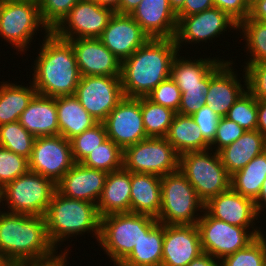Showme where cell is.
<instances>
[{"label": "cell", "instance_id": "obj_55", "mask_svg": "<svg viewBox=\"0 0 266 266\" xmlns=\"http://www.w3.org/2000/svg\"><path fill=\"white\" fill-rule=\"evenodd\" d=\"M142 0H120L119 14H131Z\"/></svg>", "mask_w": 266, "mask_h": 266}, {"label": "cell", "instance_id": "obj_40", "mask_svg": "<svg viewBox=\"0 0 266 266\" xmlns=\"http://www.w3.org/2000/svg\"><path fill=\"white\" fill-rule=\"evenodd\" d=\"M226 118L245 131L257 130V99L246 90L229 109Z\"/></svg>", "mask_w": 266, "mask_h": 266}, {"label": "cell", "instance_id": "obj_32", "mask_svg": "<svg viewBox=\"0 0 266 266\" xmlns=\"http://www.w3.org/2000/svg\"><path fill=\"white\" fill-rule=\"evenodd\" d=\"M163 238L164 224L158 222L119 266H161Z\"/></svg>", "mask_w": 266, "mask_h": 266}, {"label": "cell", "instance_id": "obj_13", "mask_svg": "<svg viewBox=\"0 0 266 266\" xmlns=\"http://www.w3.org/2000/svg\"><path fill=\"white\" fill-rule=\"evenodd\" d=\"M75 164L70 140L61 135L36 137L28 159L29 170L55 184Z\"/></svg>", "mask_w": 266, "mask_h": 266}, {"label": "cell", "instance_id": "obj_16", "mask_svg": "<svg viewBox=\"0 0 266 266\" xmlns=\"http://www.w3.org/2000/svg\"><path fill=\"white\" fill-rule=\"evenodd\" d=\"M103 123L108 139L122 150L148 138L143 125L141 97H123Z\"/></svg>", "mask_w": 266, "mask_h": 266}, {"label": "cell", "instance_id": "obj_17", "mask_svg": "<svg viewBox=\"0 0 266 266\" xmlns=\"http://www.w3.org/2000/svg\"><path fill=\"white\" fill-rule=\"evenodd\" d=\"M233 63V60L223 59L210 72V83L209 91L206 94V104L221 118L226 117L229 109L247 90V78L244 69V74H242L243 78H241L238 76L237 71H234ZM240 79L243 80L242 83H245L241 84Z\"/></svg>", "mask_w": 266, "mask_h": 266}, {"label": "cell", "instance_id": "obj_46", "mask_svg": "<svg viewBox=\"0 0 266 266\" xmlns=\"http://www.w3.org/2000/svg\"><path fill=\"white\" fill-rule=\"evenodd\" d=\"M194 122L200 128L204 139L211 144L216 136L218 116L208 105H203L198 111L191 115Z\"/></svg>", "mask_w": 266, "mask_h": 266}, {"label": "cell", "instance_id": "obj_52", "mask_svg": "<svg viewBox=\"0 0 266 266\" xmlns=\"http://www.w3.org/2000/svg\"><path fill=\"white\" fill-rule=\"evenodd\" d=\"M257 130L266 139V100H257Z\"/></svg>", "mask_w": 266, "mask_h": 266}, {"label": "cell", "instance_id": "obj_39", "mask_svg": "<svg viewBox=\"0 0 266 266\" xmlns=\"http://www.w3.org/2000/svg\"><path fill=\"white\" fill-rule=\"evenodd\" d=\"M107 139L108 136L103 122H98L92 128L70 139L75 163H80Z\"/></svg>", "mask_w": 266, "mask_h": 266}, {"label": "cell", "instance_id": "obj_56", "mask_svg": "<svg viewBox=\"0 0 266 266\" xmlns=\"http://www.w3.org/2000/svg\"><path fill=\"white\" fill-rule=\"evenodd\" d=\"M88 2L96 3L102 7L111 9L114 13L119 14L120 0H87Z\"/></svg>", "mask_w": 266, "mask_h": 266}, {"label": "cell", "instance_id": "obj_7", "mask_svg": "<svg viewBox=\"0 0 266 266\" xmlns=\"http://www.w3.org/2000/svg\"><path fill=\"white\" fill-rule=\"evenodd\" d=\"M55 191L51 179L28 170L0 190V208L7 206L6 212L45 216Z\"/></svg>", "mask_w": 266, "mask_h": 266}, {"label": "cell", "instance_id": "obj_21", "mask_svg": "<svg viewBox=\"0 0 266 266\" xmlns=\"http://www.w3.org/2000/svg\"><path fill=\"white\" fill-rule=\"evenodd\" d=\"M204 210L213 218L231 225L251 228L260 231L255 221L258 220L254 201L234 191L231 187L211 197L205 204ZM254 225L256 227H254Z\"/></svg>", "mask_w": 266, "mask_h": 266}, {"label": "cell", "instance_id": "obj_28", "mask_svg": "<svg viewBox=\"0 0 266 266\" xmlns=\"http://www.w3.org/2000/svg\"><path fill=\"white\" fill-rule=\"evenodd\" d=\"M265 150V137L258 130H253L246 131L238 140L218 153L223 166L231 176Z\"/></svg>", "mask_w": 266, "mask_h": 266}, {"label": "cell", "instance_id": "obj_19", "mask_svg": "<svg viewBox=\"0 0 266 266\" xmlns=\"http://www.w3.org/2000/svg\"><path fill=\"white\" fill-rule=\"evenodd\" d=\"M202 253L204 252L196 224H164L161 266H187Z\"/></svg>", "mask_w": 266, "mask_h": 266}, {"label": "cell", "instance_id": "obj_54", "mask_svg": "<svg viewBox=\"0 0 266 266\" xmlns=\"http://www.w3.org/2000/svg\"><path fill=\"white\" fill-rule=\"evenodd\" d=\"M254 205H255L257 217L261 218L259 215L262 214V212H264V210L266 209V179L262 183L261 190H260V193L258 194V197L254 200Z\"/></svg>", "mask_w": 266, "mask_h": 266}, {"label": "cell", "instance_id": "obj_6", "mask_svg": "<svg viewBox=\"0 0 266 266\" xmlns=\"http://www.w3.org/2000/svg\"><path fill=\"white\" fill-rule=\"evenodd\" d=\"M204 204L179 170L161 177V209L157 218L160 224H197Z\"/></svg>", "mask_w": 266, "mask_h": 266}, {"label": "cell", "instance_id": "obj_36", "mask_svg": "<svg viewBox=\"0 0 266 266\" xmlns=\"http://www.w3.org/2000/svg\"><path fill=\"white\" fill-rule=\"evenodd\" d=\"M35 136L29 133L19 121L0 126V147L29 159Z\"/></svg>", "mask_w": 266, "mask_h": 266}, {"label": "cell", "instance_id": "obj_50", "mask_svg": "<svg viewBox=\"0 0 266 266\" xmlns=\"http://www.w3.org/2000/svg\"><path fill=\"white\" fill-rule=\"evenodd\" d=\"M214 7L212 0H185L183 8L176 14L179 21L182 17L200 13Z\"/></svg>", "mask_w": 266, "mask_h": 266}, {"label": "cell", "instance_id": "obj_34", "mask_svg": "<svg viewBox=\"0 0 266 266\" xmlns=\"http://www.w3.org/2000/svg\"><path fill=\"white\" fill-rule=\"evenodd\" d=\"M238 31L250 56L245 63L266 62V23L247 17L238 24Z\"/></svg>", "mask_w": 266, "mask_h": 266}, {"label": "cell", "instance_id": "obj_43", "mask_svg": "<svg viewBox=\"0 0 266 266\" xmlns=\"http://www.w3.org/2000/svg\"><path fill=\"white\" fill-rule=\"evenodd\" d=\"M146 97L152 102L177 113L181 102V91L178 85L169 77L159 83Z\"/></svg>", "mask_w": 266, "mask_h": 266}, {"label": "cell", "instance_id": "obj_42", "mask_svg": "<svg viewBox=\"0 0 266 266\" xmlns=\"http://www.w3.org/2000/svg\"><path fill=\"white\" fill-rule=\"evenodd\" d=\"M79 0H38L40 15L50 31H53Z\"/></svg>", "mask_w": 266, "mask_h": 266}, {"label": "cell", "instance_id": "obj_9", "mask_svg": "<svg viewBox=\"0 0 266 266\" xmlns=\"http://www.w3.org/2000/svg\"><path fill=\"white\" fill-rule=\"evenodd\" d=\"M179 171L204 203L230 188L231 176L223 166L219 153L211 149L179 155Z\"/></svg>", "mask_w": 266, "mask_h": 266}, {"label": "cell", "instance_id": "obj_11", "mask_svg": "<svg viewBox=\"0 0 266 266\" xmlns=\"http://www.w3.org/2000/svg\"><path fill=\"white\" fill-rule=\"evenodd\" d=\"M201 246L204 253L218 260L245 248L263 231L231 225L211 217L205 210L197 221ZM251 230V231H250Z\"/></svg>", "mask_w": 266, "mask_h": 266}, {"label": "cell", "instance_id": "obj_41", "mask_svg": "<svg viewBox=\"0 0 266 266\" xmlns=\"http://www.w3.org/2000/svg\"><path fill=\"white\" fill-rule=\"evenodd\" d=\"M28 170V159L0 147V190Z\"/></svg>", "mask_w": 266, "mask_h": 266}, {"label": "cell", "instance_id": "obj_58", "mask_svg": "<svg viewBox=\"0 0 266 266\" xmlns=\"http://www.w3.org/2000/svg\"><path fill=\"white\" fill-rule=\"evenodd\" d=\"M0 266H9V264L4 260L1 253H0Z\"/></svg>", "mask_w": 266, "mask_h": 266}, {"label": "cell", "instance_id": "obj_29", "mask_svg": "<svg viewBox=\"0 0 266 266\" xmlns=\"http://www.w3.org/2000/svg\"><path fill=\"white\" fill-rule=\"evenodd\" d=\"M59 135L67 140L98 123L80 104L75 95L55 97Z\"/></svg>", "mask_w": 266, "mask_h": 266}, {"label": "cell", "instance_id": "obj_25", "mask_svg": "<svg viewBox=\"0 0 266 266\" xmlns=\"http://www.w3.org/2000/svg\"><path fill=\"white\" fill-rule=\"evenodd\" d=\"M189 58V59H188ZM180 56L174 57L171 64V79L178 85L181 93L186 89L209 87L210 72L223 60L219 57L207 58ZM194 58V59H193Z\"/></svg>", "mask_w": 266, "mask_h": 266}, {"label": "cell", "instance_id": "obj_53", "mask_svg": "<svg viewBox=\"0 0 266 266\" xmlns=\"http://www.w3.org/2000/svg\"><path fill=\"white\" fill-rule=\"evenodd\" d=\"M187 266H221L220 260L207 253H202Z\"/></svg>", "mask_w": 266, "mask_h": 266}, {"label": "cell", "instance_id": "obj_24", "mask_svg": "<svg viewBox=\"0 0 266 266\" xmlns=\"http://www.w3.org/2000/svg\"><path fill=\"white\" fill-rule=\"evenodd\" d=\"M18 121L35 137L59 135L55 98L36 93Z\"/></svg>", "mask_w": 266, "mask_h": 266}, {"label": "cell", "instance_id": "obj_45", "mask_svg": "<svg viewBox=\"0 0 266 266\" xmlns=\"http://www.w3.org/2000/svg\"><path fill=\"white\" fill-rule=\"evenodd\" d=\"M246 131L234 121L226 117L220 118L217 126L216 136L210 144V149L219 152L238 140ZM213 147V148H212Z\"/></svg>", "mask_w": 266, "mask_h": 266}, {"label": "cell", "instance_id": "obj_5", "mask_svg": "<svg viewBox=\"0 0 266 266\" xmlns=\"http://www.w3.org/2000/svg\"><path fill=\"white\" fill-rule=\"evenodd\" d=\"M157 223L153 217L131 212L103 216L98 246L103 248L114 266H119L130 255L134 245Z\"/></svg>", "mask_w": 266, "mask_h": 266}, {"label": "cell", "instance_id": "obj_57", "mask_svg": "<svg viewBox=\"0 0 266 266\" xmlns=\"http://www.w3.org/2000/svg\"><path fill=\"white\" fill-rule=\"evenodd\" d=\"M185 0H169L172 10L177 14L184 5Z\"/></svg>", "mask_w": 266, "mask_h": 266}, {"label": "cell", "instance_id": "obj_18", "mask_svg": "<svg viewBox=\"0 0 266 266\" xmlns=\"http://www.w3.org/2000/svg\"><path fill=\"white\" fill-rule=\"evenodd\" d=\"M99 39L122 62L150 38L129 14L114 13Z\"/></svg>", "mask_w": 266, "mask_h": 266}, {"label": "cell", "instance_id": "obj_1", "mask_svg": "<svg viewBox=\"0 0 266 266\" xmlns=\"http://www.w3.org/2000/svg\"><path fill=\"white\" fill-rule=\"evenodd\" d=\"M178 52L174 38H150L122 61L120 77L124 97H146L159 83L168 79Z\"/></svg>", "mask_w": 266, "mask_h": 266}, {"label": "cell", "instance_id": "obj_37", "mask_svg": "<svg viewBox=\"0 0 266 266\" xmlns=\"http://www.w3.org/2000/svg\"><path fill=\"white\" fill-rule=\"evenodd\" d=\"M80 163L107 173L117 171L123 168V150L111 139H107Z\"/></svg>", "mask_w": 266, "mask_h": 266}, {"label": "cell", "instance_id": "obj_2", "mask_svg": "<svg viewBox=\"0 0 266 266\" xmlns=\"http://www.w3.org/2000/svg\"><path fill=\"white\" fill-rule=\"evenodd\" d=\"M41 43L31 71L36 92L54 98L74 95L81 75L71 43L52 31Z\"/></svg>", "mask_w": 266, "mask_h": 266}, {"label": "cell", "instance_id": "obj_47", "mask_svg": "<svg viewBox=\"0 0 266 266\" xmlns=\"http://www.w3.org/2000/svg\"><path fill=\"white\" fill-rule=\"evenodd\" d=\"M209 87L186 89L181 93V102L177 113L191 116L203 105H206V94Z\"/></svg>", "mask_w": 266, "mask_h": 266}, {"label": "cell", "instance_id": "obj_59", "mask_svg": "<svg viewBox=\"0 0 266 266\" xmlns=\"http://www.w3.org/2000/svg\"><path fill=\"white\" fill-rule=\"evenodd\" d=\"M21 1H34V2H37L38 0H21Z\"/></svg>", "mask_w": 266, "mask_h": 266}, {"label": "cell", "instance_id": "obj_44", "mask_svg": "<svg viewBox=\"0 0 266 266\" xmlns=\"http://www.w3.org/2000/svg\"><path fill=\"white\" fill-rule=\"evenodd\" d=\"M245 64L247 90L257 100H266V62Z\"/></svg>", "mask_w": 266, "mask_h": 266}, {"label": "cell", "instance_id": "obj_48", "mask_svg": "<svg viewBox=\"0 0 266 266\" xmlns=\"http://www.w3.org/2000/svg\"><path fill=\"white\" fill-rule=\"evenodd\" d=\"M214 7L227 13L238 24L249 16L250 0H212Z\"/></svg>", "mask_w": 266, "mask_h": 266}, {"label": "cell", "instance_id": "obj_15", "mask_svg": "<svg viewBox=\"0 0 266 266\" xmlns=\"http://www.w3.org/2000/svg\"><path fill=\"white\" fill-rule=\"evenodd\" d=\"M114 12L87 0H79L52 31L64 40L99 38Z\"/></svg>", "mask_w": 266, "mask_h": 266}, {"label": "cell", "instance_id": "obj_12", "mask_svg": "<svg viewBox=\"0 0 266 266\" xmlns=\"http://www.w3.org/2000/svg\"><path fill=\"white\" fill-rule=\"evenodd\" d=\"M84 109L98 122L123 99L120 76H81L74 94Z\"/></svg>", "mask_w": 266, "mask_h": 266}, {"label": "cell", "instance_id": "obj_30", "mask_svg": "<svg viewBox=\"0 0 266 266\" xmlns=\"http://www.w3.org/2000/svg\"><path fill=\"white\" fill-rule=\"evenodd\" d=\"M165 138L179 155L210 149V144L189 115L176 113Z\"/></svg>", "mask_w": 266, "mask_h": 266}, {"label": "cell", "instance_id": "obj_51", "mask_svg": "<svg viewBox=\"0 0 266 266\" xmlns=\"http://www.w3.org/2000/svg\"><path fill=\"white\" fill-rule=\"evenodd\" d=\"M248 17L266 23V0H250Z\"/></svg>", "mask_w": 266, "mask_h": 266}, {"label": "cell", "instance_id": "obj_26", "mask_svg": "<svg viewBox=\"0 0 266 266\" xmlns=\"http://www.w3.org/2000/svg\"><path fill=\"white\" fill-rule=\"evenodd\" d=\"M161 209V177L131 173L130 212L158 218Z\"/></svg>", "mask_w": 266, "mask_h": 266}, {"label": "cell", "instance_id": "obj_38", "mask_svg": "<svg viewBox=\"0 0 266 266\" xmlns=\"http://www.w3.org/2000/svg\"><path fill=\"white\" fill-rule=\"evenodd\" d=\"M257 236L245 248L224 257L221 266H264L266 264V237Z\"/></svg>", "mask_w": 266, "mask_h": 266}, {"label": "cell", "instance_id": "obj_49", "mask_svg": "<svg viewBox=\"0 0 266 266\" xmlns=\"http://www.w3.org/2000/svg\"><path fill=\"white\" fill-rule=\"evenodd\" d=\"M61 252H56L51 257L40 259V260H31V261H22L11 264L9 266H67L69 261L68 255L70 253L69 248L65 250H60ZM59 253V254H57Z\"/></svg>", "mask_w": 266, "mask_h": 266}, {"label": "cell", "instance_id": "obj_31", "mask_svg": "<svg viewBox=\"0 0 266 266\" xmlns=\"http://www.w3.org/2000/svg\"><path fill=\"white\" fill-rule=\"evenodd\" d=\"M29 86L9 81L0 82V126L19 120L22 112L35 96L36 89L30 80Z\"/></svg>", "mask_w": 266, "mask_h": 266}, {"label": "cell", "instance_id": "obj_22", "mask_svg": "<svg viewBox=\"0 0 266 266\" xmlns=\"http://www.w3.org/2000/svg\"><path fill=\"white\" fill-rule=\"evenodd\" d=\"M108 173L75 163L56 183V191L61 195L84 200L97 205Z\"/></svg>", "mask_w": 266, "mask_h": 266}, {"label": "cell", "instance_id": "obj_10", "mask_svg": "<svg viewBox=\"0 0 266 266\" xmlns=\"http://www.w3.org/2000/svg\"><path fill=\"white\" fill-rule=\"evenodd\" d=\"M123 168L163 177L179 170V154L165 137H148L123 150Z\"/></svg>", "mask_w": 266, "mask_h": 266}, {"label": "cell", "instance_id": "obj_3", "mask_svg": "<svg viewBox=\"0 0 266 266\" xmlns=\"http://www.w3.org/2000/svg\"><path fill=\"white\" fill-rule=\"evenodd\" d=\"M0 209V253L9 264L40 260L58 252L51 244L45 216Z\"/></svg>", "mask_w": 266, "mask_h": 266}, {"label": "cell", "instance_id": "obj_20", "mask_svg": "<svg viewBox=\"0 0 266 266\" xmlns=\"http://www.w3.org/2000/svg\"><path fill=\"white\" fill-rule=\"evenodd\" d=\"M75 52L81 76H120L121 61L99 38L68 40Z\"/></svg>", "mask_w": 266, "mask_h": 266}, {"label": "cell", "instance_id": "obj_35", "mask_svg": "<svg viewBox=\"0 0 266 266\" xmlns=\"http://www.w3.org/2000/svg\"><path fill=\"white\" fill-rule=\"evenodd\" d=\"M141 112L147 137H166L176 112L141 97Z\"/></svg>", "mask_w": 266, "mask_h": 266}, {"label": "cell", "instance_id": "obj_23", "mask_svg": "<svg viewBox=\"0 0 266 266\" xmlns=\"http://www.w3.org/2000/svg\"><path fill=\"white\" fill-rule=\"evenodd\" d=\"M130 16L149 38H175L178 20L169 0H142Z\"/></svg>", "mask_w": 266, "mask_h": 266}, {"label": "cell", "instance_id": "obj_8", "mask_svg": "<svg viewBox=\"0 0 266 266\" xmlns=\"http://www.w3.org/2000/svg\"><path fill=\"white\" fill-rule=\"evenodd\" d=\"M39 28L44 37L51 32L41 18L37 2L0 0V37L12 45L11 48L21 55L26 53Z\"/></svg>", "mask_w": 266, "mask_h": 266}, {"label": "cell", "instance_id": "obj_33", "mask_svg": "<svg viewBox=\"0 0 266 266\" xmlns=\"http://www.w3.org/2000/svg\"><path fill=\"white\" fill-rule=\"evenodd\" d=\"M266 179V150L253 158L243 169L231 175L230 187L253 201Z\"/></svg>", "mask_w": 266, "mask_h": 266}, {"label": "cell", "instance_id": "obj_27", "mask_svg": "<svg viewBox=\"0 0 266 266\" xmlns=\"http://www.w3.org/2000/svg\"><path fill=\"white\" fill-rule=\"evenodd\" d=\"M131 172L124 168L109 172L97 203L100 217L130 212Z\"/></svg>", "mask_w": 266, "mask_h": 266}, {"label": "cell", "instance_id": "obj_14", "mask_svg": "<svg viewBox=\"0 0 266 266\" xmlns=\"http://www.w3.org/2000/svg\"><path fill=\"white\" fill-rule=\"evenodd\" d=\"M238 31V23L227 13L213 7L200 13L182 17L178 21L175 42L180 52L187 44L208 43L227 30ZM185 43V44H184ZM182 44V45H181Z\"/></svg>", "mask_w": 266, "mask_h": 266}, {"label": "cell", "instance_id": "obj_4", "mask_svg": "<svg viewBox=\"0 0 266 266\" xmlns=\"http://www.w3.org/2000/svg\"><path fill=\"white\" fill-rule=\"evenodd\" d=\"M47 234L56 250L70 237L93 233L99 240L101 217L97 205L54 192L45 214ZM61 243V244H60Z\"/></svg>", "mask_w": 266, "mask_h": 266}]
</instances>
